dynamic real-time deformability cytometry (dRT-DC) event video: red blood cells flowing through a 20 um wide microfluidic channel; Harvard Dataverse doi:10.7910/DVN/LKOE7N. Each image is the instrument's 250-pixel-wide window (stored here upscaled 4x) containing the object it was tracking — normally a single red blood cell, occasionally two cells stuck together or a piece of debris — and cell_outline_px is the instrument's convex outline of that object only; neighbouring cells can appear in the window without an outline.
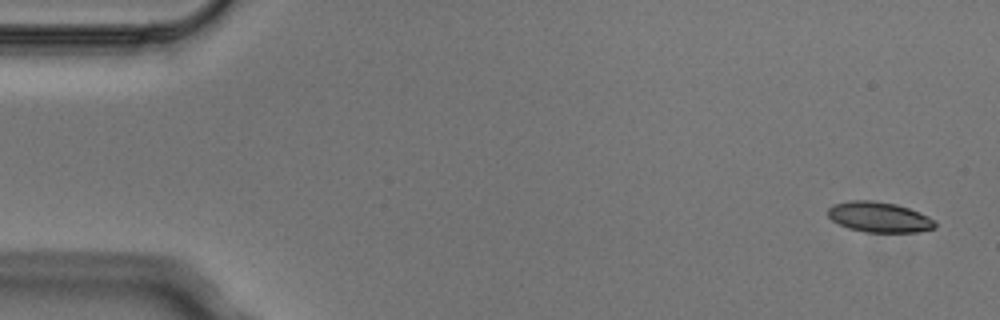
{"species": "Egyptian fruit bat (a non-hibernating species)", "species_latin": "Rousettus aegyptiacus", "temperature_condition": "cold", "stored_images_in_passage": 5, "camera_frame_rate_fps": 3000, "um_per_image_px": 0.085, "animal": {"sex": "male"}, "frame": {"image": 1, "passage_image": 1, "time_ms": 0.0, "image_size_px": [1000, 320], "cell_outline_px": [[936, 228], [916, 232], [868, 232], [848, 228], [832, 220], [828, 216], [828, 208], [832, 204], [852, 200], [872, 200], [896, 204], [920, 212], [936, 220]], "centroid_in_image_um": [74.75, 18.45], "position_along_channel_um": 10.3, "area_um2": 19.02}}
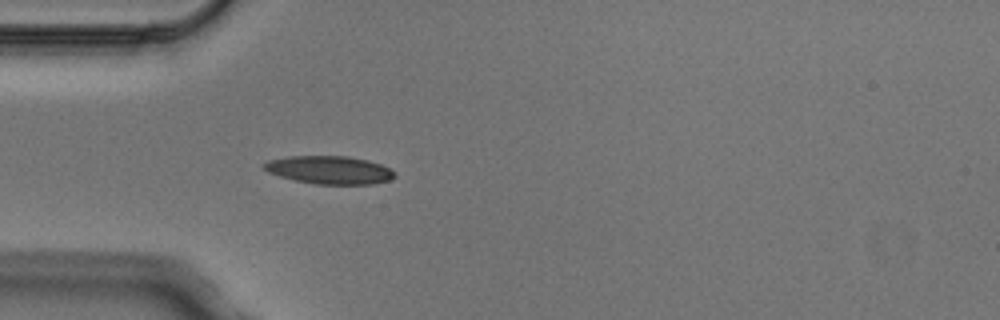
{"frame": {"image": 2, "passage_image": 5, "time_ms": 1.333, "image_size_px": [1000, 320], "cell_outline_px": [[396, 176], [388, 180], [372, 184], [316, 184], [296, 180], [280, 176], [268, 172], [264, 168], [264, 164], [268, 160], [288, 156], [348, 156], [368, 160], [380, 164], [396, 172]], "centroid_in_image_um": [28.02, 14.44], "position_along_channel_um": 57.0, "area_um2": 21.21}}